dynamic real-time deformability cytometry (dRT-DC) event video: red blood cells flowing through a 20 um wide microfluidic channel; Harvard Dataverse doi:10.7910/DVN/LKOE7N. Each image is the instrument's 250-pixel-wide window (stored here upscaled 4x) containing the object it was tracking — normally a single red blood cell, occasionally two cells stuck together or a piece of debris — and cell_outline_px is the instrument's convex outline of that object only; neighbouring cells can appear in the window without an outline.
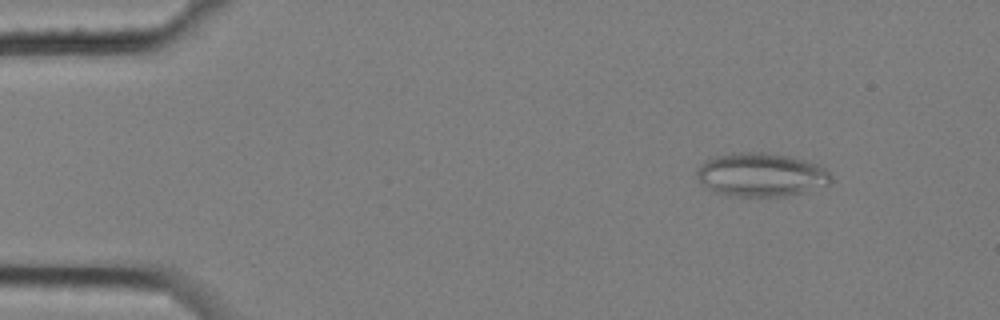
{"species": "common noctule bat (a hibernating species)", "species_latin": "Nyctalus noctula", "temperature_condition": "cold", "stored_images_in_passage": 4, "camera_frame_rate_fps": 3000, "um_per_image_px": 0.085, "animal": {"sex": "female", "body_mass_g": 25.1}, "frame": {"image": 1, "passage_image": 2, "time_ms": 0.333, "image_size_px": [1000, 320], "cell_outline_px": [[832, 180], [828, 184], [804, 192], [784, 196], [736, 196], [716, 192], [708, 188], [696, 176], [696, 172], [700, 164], [704, 160], [716, 156], [732, 152], [764, 152], [792, 156], [816, 164], [824, 168], [832, 176]], "centroid_in_image_um": [64.68, 14.83], "position_along_channel_um": 20.3, "area_um2": 34.04}}